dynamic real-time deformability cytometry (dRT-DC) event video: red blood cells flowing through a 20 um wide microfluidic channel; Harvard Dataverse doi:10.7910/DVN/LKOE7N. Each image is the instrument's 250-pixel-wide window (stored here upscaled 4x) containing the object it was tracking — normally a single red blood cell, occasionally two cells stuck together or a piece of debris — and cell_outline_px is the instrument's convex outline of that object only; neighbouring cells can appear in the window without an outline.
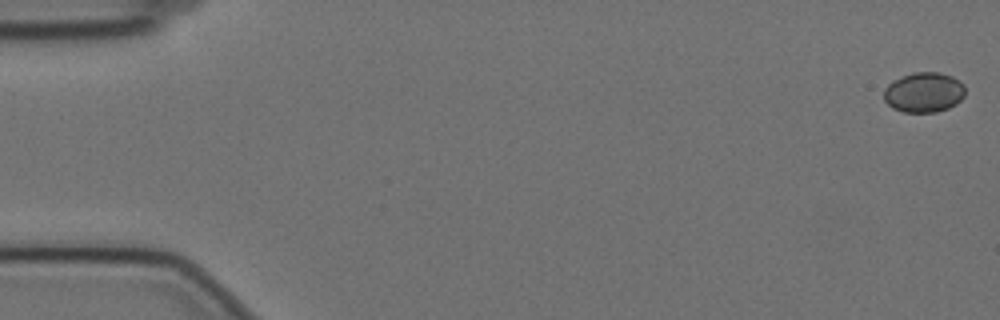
{"species": "Egyptian fruit bat (a non-hibernating species)", "species_latin": "Rousettus aegyptiacus", "temperature_condition": "cold", "stored_images_in_passage": 52, "camera_frame_rate_fps": 3000, "um_per_image_px": 0.085, "animal": {"sex": "female"}, "frame": {"image": 1, "passage_image": 1, "time_ms": 0.0, "image_size_px": [1000, 320], "cell_outline_px": [[964, 96], [956, 104], [948, 108], [936, 112], [904, 112], [892, 108], [884, 100], [884, 88], [892, 80], [912, 72], [940, 72], [952, 76], [960, 80], [964, 84]], "centroid_in_image_um": [78.53, 7.84], "position_along_channel_um": 6.5, "area_um2": 19.19}}
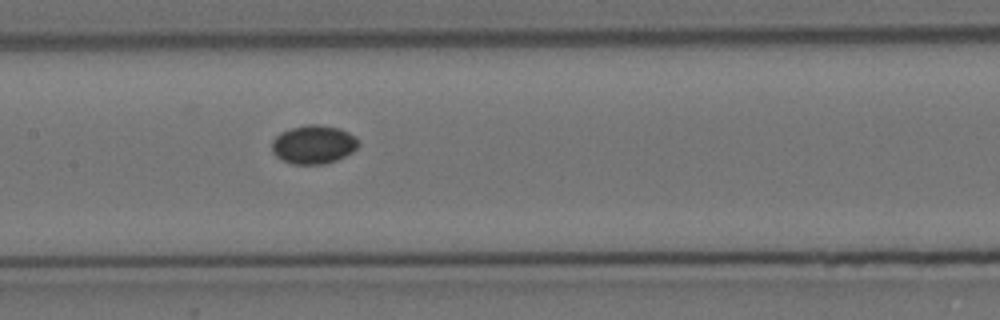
{"frame": {"image": 2, "passage_image": 28, "time_ms": 9.0, "image_size_px": [1000, 320], "cell_outline_px": [[360, 144], [352, 152], [336, 160], [324, 164], [292, 164], [276, 156], [272, 152], [272, 140], [280, 132], [304, 124], [320, 124], [340, 128], [356, 136]], "centroid_in_image_um": [26.66, 12.27], "position_along_channel_um": 180.7, "area_um2": 19.59}}
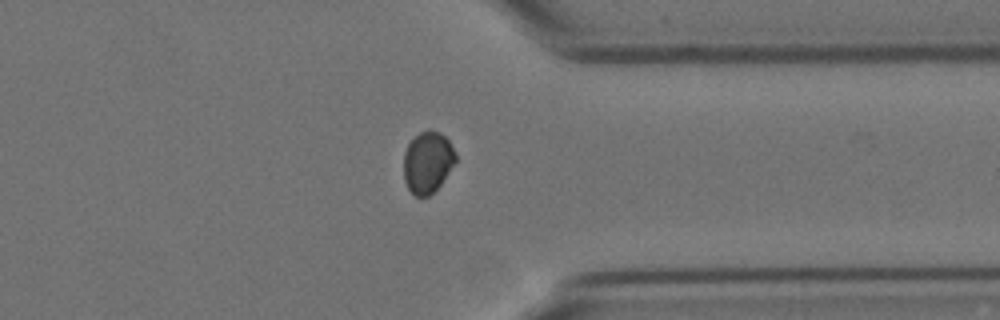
{"frame": {"image": 3, "passage_image": 45, "time_ms": 14.667, "image_size_px": [1000, 320], "cell_outline_px": [[456, 160], [440, 184], [428, 196], [416, 196], [408, 188], [404, 180], [404, 152], [412, 136], [428, 128], [440, 132], [448, 140], [456, 152]], "centroid_in_image_um": [36.33, 13.73], "position_along_channel_um": 375.1, "area_um2": 18.61}}